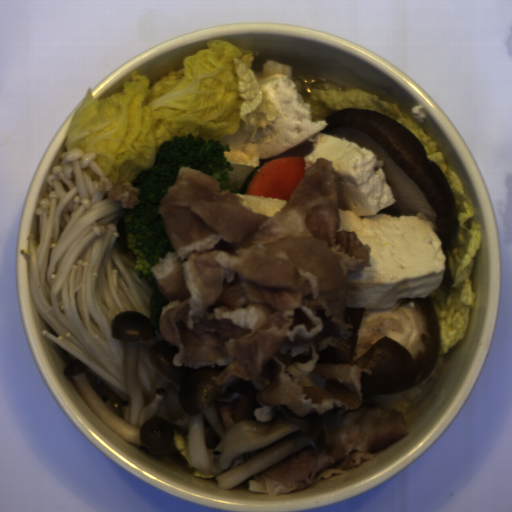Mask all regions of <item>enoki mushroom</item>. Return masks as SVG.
I'll return each instance as SVG.
<instances>
[{"label": "enoki mushroom", "mask_w": 512, "mask_h": 512, "mask_svg": "<svg viewBox=\"0 0 512 512\" xmlns=\"http://www.w3.org/2000/svg\"><path fill=\"white\" fill-rule=\"evenodd\" d=\"M445 355H438L435 365L425 379L413 387L403 391L381 395H371L363 392V403L368 406H383L390 408L402 416L413 406L425 389L430 378L435 377Z\"/></svg>", "instance_id": "obj_2"}, {"label": "enoki mushroom", "mask_w": 512, "mask_h": 512, "mask_svg": "<svg viewBox=\"0 0 512 512\" xmlns=\"http://www.w3.org/2000/svg\"><path fill=\"white\" fill-rule=\"evenodd\" d=\"M96 156L77 148L60 155L35 212L39 244L28 234L21 253L33 306L58 337L41 334L129 401L124 340L112 338V322L126 310L150 318L158 285L138 277V255L117 241L126 208L101 192L107 179Z\"/></svg>", "instance_id": "obj_1"}]
</instances>
